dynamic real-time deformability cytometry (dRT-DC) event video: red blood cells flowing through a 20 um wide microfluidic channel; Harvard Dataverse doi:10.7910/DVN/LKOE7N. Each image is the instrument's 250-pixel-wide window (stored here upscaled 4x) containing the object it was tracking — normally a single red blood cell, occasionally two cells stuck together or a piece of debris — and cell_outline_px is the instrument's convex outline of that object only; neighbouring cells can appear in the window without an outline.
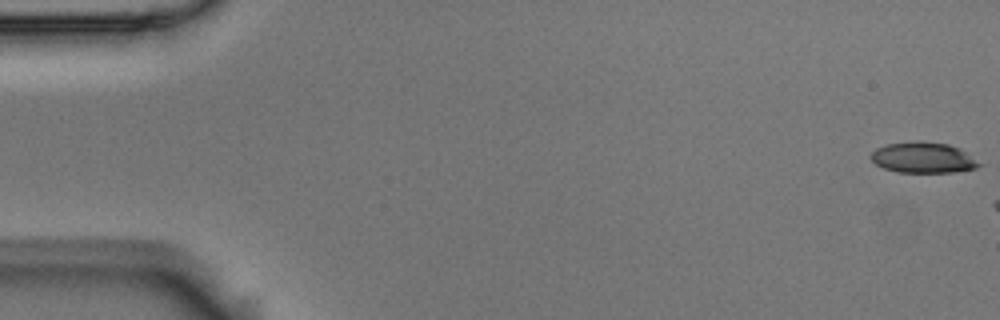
{"species": "Egyptian fruit bat (a non-hibernating species)", "species_latin": "Rousettus aegyptiacus", "temperature_condition": "room temperature", "stored_images_in_passage": 7, "camera_frame_rate_fps": 3000, "um_per_image_px": 0.085, "animal": {"sex": "male"}, "frame": {"image": 1, "passage_image": 1, "time_ms": 0.0, "image_size_px": [1000, 320], "cell_outline_px": [[984, 164], [976, 168], [952, 172], [896, 172], [884, 168], [876, 164], [868, 156], [876, 148], [888, 144], [916, 140], [920, 140], [948, 144], [960, 148]], "centroid_in_image_um": [78.48, 13.39], "position_along_channel_um": 6.5, "area_um2": 19.59}}